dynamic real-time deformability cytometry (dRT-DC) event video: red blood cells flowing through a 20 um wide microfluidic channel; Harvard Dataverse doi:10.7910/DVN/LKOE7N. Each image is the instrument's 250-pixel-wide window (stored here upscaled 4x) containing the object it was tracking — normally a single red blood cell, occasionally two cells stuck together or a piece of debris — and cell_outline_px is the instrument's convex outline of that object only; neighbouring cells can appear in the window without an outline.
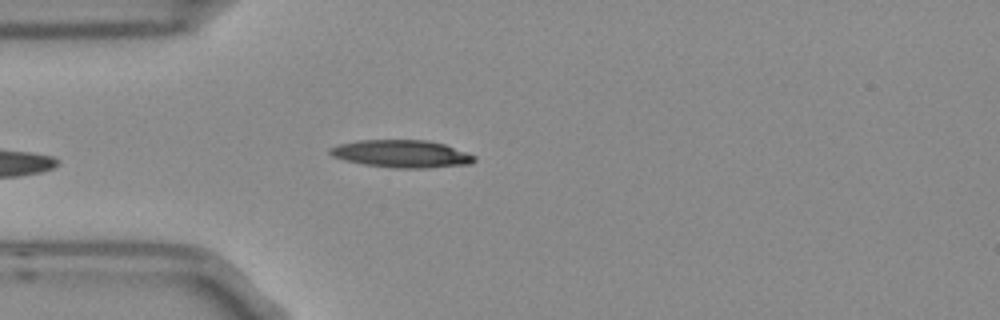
{"species": "Egyptian fruit bat (a non-hibernating species)", "species_latin": "Rousettus aegyptiacus", "temperature_condition": "room temperature", "stored_images_in_passage": 1, "camera_frame_rate_fps": 3000, "um_per_image_px": 0.085, "frame": {"image": 1, "passage_image": 1, "time_ms": 0.0, "image_size_px": [1000, 320], "cell_outline_px": [[476, 160], [468, 164], [424, 168], [392, 168], [364, 164], [344, 160], [332, 156], [328, 152], [328, 148], [340, 144], [360, 140], [428, 140], [444, 144], [476, 156]], "centroid_in_image_um": [34.11, 13.07], "position_along_channel_um": 50.9, "area_um2": 23.06}}